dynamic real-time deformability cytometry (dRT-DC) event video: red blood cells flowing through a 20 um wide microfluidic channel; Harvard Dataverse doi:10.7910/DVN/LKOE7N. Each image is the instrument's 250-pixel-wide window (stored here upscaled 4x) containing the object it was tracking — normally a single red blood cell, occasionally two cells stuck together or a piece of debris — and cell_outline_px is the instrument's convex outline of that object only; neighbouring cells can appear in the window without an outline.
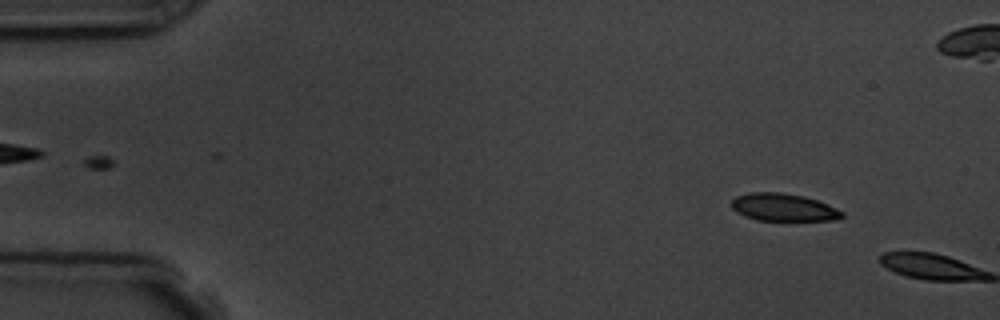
{"species": "common noctule bat (a hibernating species)", "species_latin": "Nyctalus noctula", "temperature_condition": "room temperature", "stored_images_in_passage": 2, "camera_frame_rate_fps": 3000, "um_per_image_px": 0.085, "animal": {"sex": "male", "body_mass_g": 19.5, "forearm_length_mm": 54.6}, "frame": {"image": 1, "passage_image": 1, "time_ms": 0.0, "image_size_px": [1000, 320], "cell_outline_px": [[844, 216], [836, 220], [756, 220], [744, 216], [736, 212], [732, 208], [732, 200], [736, 196], [752, 192], [780, 192], [804, 196], [828, 204], [844, 212]], "centroid_in_image_um": [66.59, 17.62], "position_along_channel_um": 18.4, "area_um2": 17.74}}